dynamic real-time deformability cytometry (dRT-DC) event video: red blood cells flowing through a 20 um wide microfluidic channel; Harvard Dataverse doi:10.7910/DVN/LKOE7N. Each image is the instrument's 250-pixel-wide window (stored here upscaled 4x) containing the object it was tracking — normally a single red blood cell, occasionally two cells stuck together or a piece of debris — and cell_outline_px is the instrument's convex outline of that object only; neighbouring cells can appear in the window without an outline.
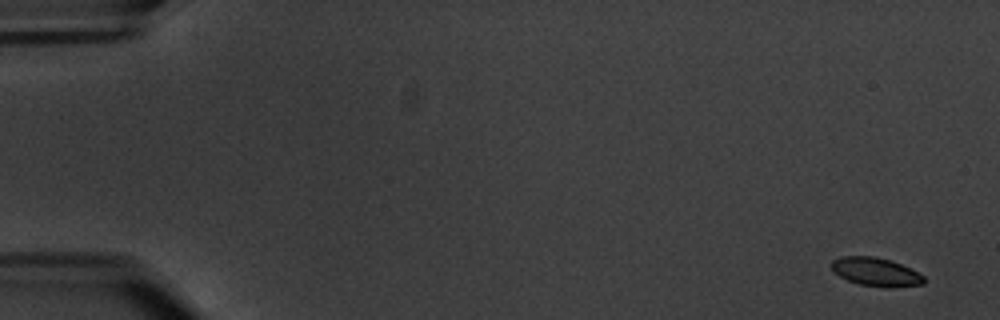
{"species": "common noctule bat (a hibernating species)", "species_latin": "Nyctalus noctula", "temperature_condition": "warm", "stored_images_in_passage": 6, "camera_frame_rate_fps": 3000, "um_per_image_px": 0.085, "animal": {"sex": "male", "body_mass_g": 20.1, "forearm_length_mm": 53.5}, "frame": {"image": 1, "passage_image": 1, "time_ms": 0.0, "image_size_px": [1000, 320], "cell_outline_px": [[924, 284], [884, 288], [860, 284], [848, 280], [840, 276], [832, 268], [832, 260], [840, 256], [876, 256], [892, 260], [924, 276]], "centroid_in_image_um": [74.44, 23.1], "position_along_channel_um": 10.6, "area_um2": 15.2}}
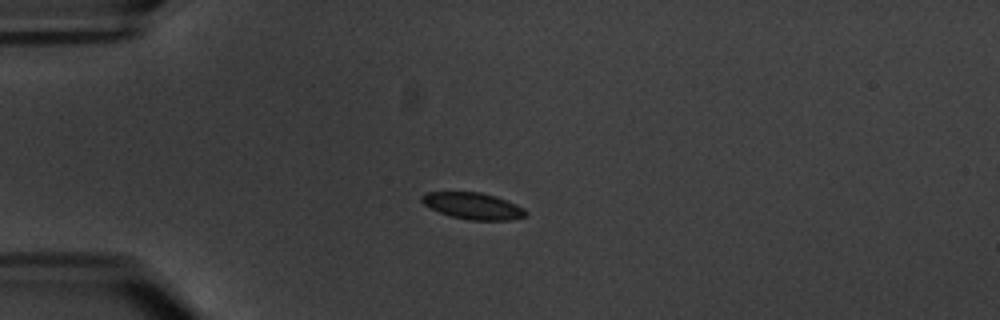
{"frame": {"image": 2, "passage_image": 5, "time_ms": 4.667, "image_size_px": [1000, 320], "cell_outline_px": [[528, 216], [512, 220], [468, 220], [452, 216], [440, 212], [424, 204], [420, 200], [420, 196], [428, 192], [480, 192], [496, 196], [516, 204], [524, 208], [528, 212]], "centroid_in_image_um": [40.25, 17.5], "position_along_channel_um": 44.7, "area_um2": 16.13}}